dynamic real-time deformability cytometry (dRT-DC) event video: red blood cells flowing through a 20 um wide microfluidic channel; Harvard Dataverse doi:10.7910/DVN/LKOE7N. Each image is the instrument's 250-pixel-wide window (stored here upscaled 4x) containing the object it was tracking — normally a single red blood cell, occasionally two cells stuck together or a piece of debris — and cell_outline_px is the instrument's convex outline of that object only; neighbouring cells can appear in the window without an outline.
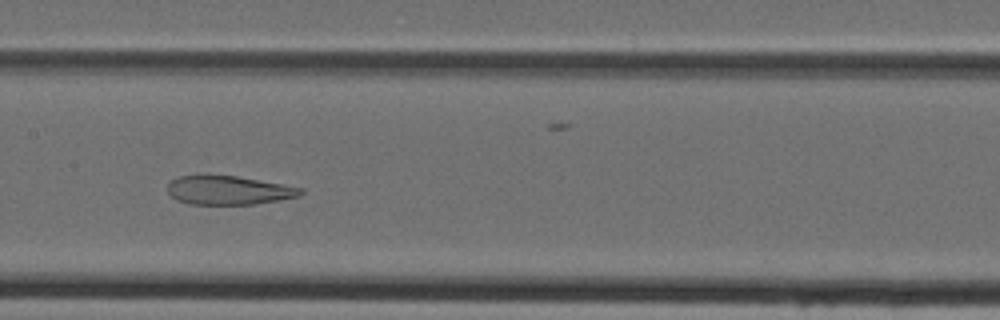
{"species": "Egyptian fruit bat (a non-hibernating species)", "species_latin": "Rousettus aegyptiacus", "temperature_condition": "cold", "stored_images_in_passage": 47, "camera_frame_rate_fps": 3000, "um_per_image_px": 0.085, "animal": {"sex": "female"}, "frame": {"image": 1, "passage_image": 23, "time_ms": 7.333, "image_size_px": [1000, 320], "cell_outline_px": [[304, 192], [300, 196], [280, 200], [252, 204], [188, 204], [176, 200], [168, 192], [168, 184], [172, 180], [180, 176], [200, 172], [208, 172], [236, 176], [304, 188]], "centroid_in_image_um": [19.38, 16.13], "position_along_channel_um": 188.0, "area_um2": 23.0}}
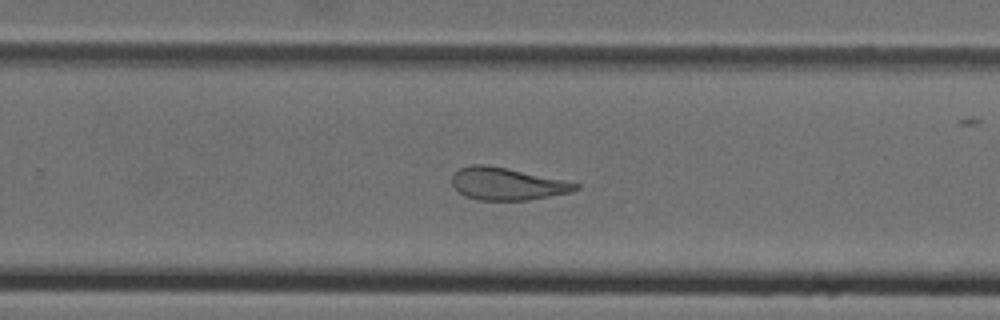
{"frame": {"image": 2, "passage_image": 30, "time_ms": 9.667, "image_size_px": [1000, 320], "cell_outline_px": [[580, 188], [572, 192], [528, 200], [476, 200], [464, 196], [452, 184], [452, 176], [460, 168], [472, 164], [484, 164], [564, 180], [580, 184]], "centroid_in_image_um": [43.1, 15.64], "position_along_channel_um": 286.7, "area_um2": 23.06}}
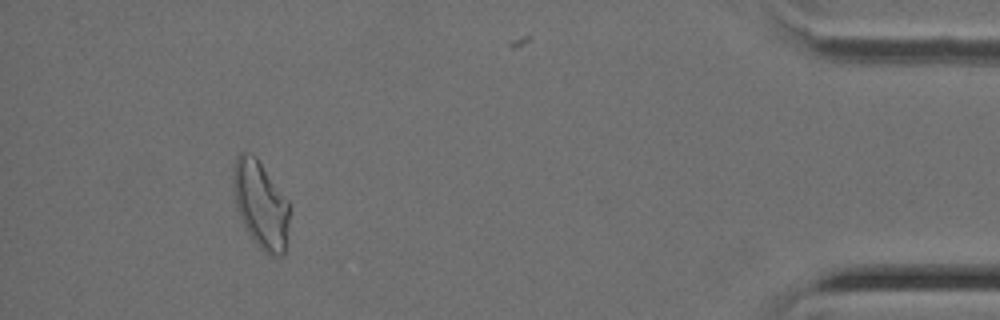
{"frame": {"image": 3, "passage_image": 43, "time_ms": 14.0, "image_size_px": [1000, 320], "cell_outline_px": [[288, 228], [284, 252], [280, 256], [268, 256], [256, 244], [248, 232], [240, 216], [236, 204], [232, 184], [232, 168], [236, 156], [240, 152], [252, 152], [256, 156], [288, 200]], "centroid_in_image_um": [22.13, 17.34], "position_along_channel_um": 413.1, "area_um2": 28.61}}